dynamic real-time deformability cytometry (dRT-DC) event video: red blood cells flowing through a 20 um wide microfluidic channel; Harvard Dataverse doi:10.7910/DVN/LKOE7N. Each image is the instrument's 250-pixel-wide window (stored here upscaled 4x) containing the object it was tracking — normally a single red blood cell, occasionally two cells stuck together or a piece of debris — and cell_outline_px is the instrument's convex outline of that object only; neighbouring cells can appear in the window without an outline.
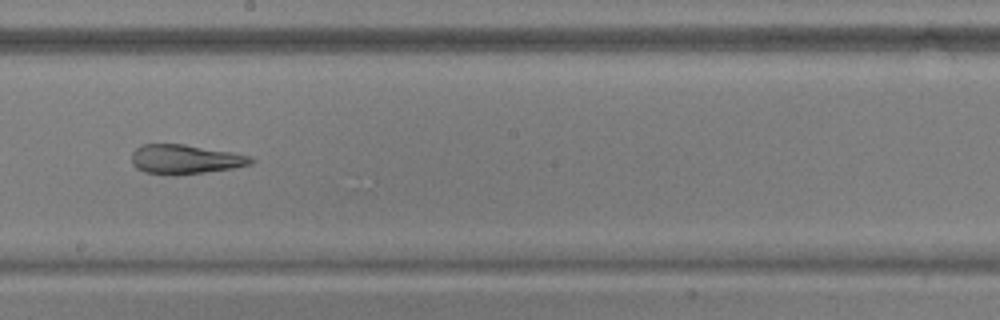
{"species": "common noctule bat (a hibernating species)", "species_latin": "Nyctalus noctula", "temperature_condition": "warm", "stored_images_in_passage": 42, "camera_frame_rate_fps": 3000, "um_per_image_px": 0.085, "animal": {"sex": "male", "body_mass_g": 17.9, "forearm_length_mm": 54.2}, "frame": {"image": 1, "passage_image": 19, "time_ms": 6.0, "image_size_px": [1000, 320], "cell_outline_px": [[256, 160], [252, 164], [232, 168], [176, 176], [168, 176], [144, 172], [136, 168], [132, 164], [132, 152], [136, 148], [144, 144], [184, 144], [232, 152], [252, 156]], "centroid_in_image_um": [15.74, 13.55], "position_along_channel_um": 232.5, "area_um2": 20.69}}
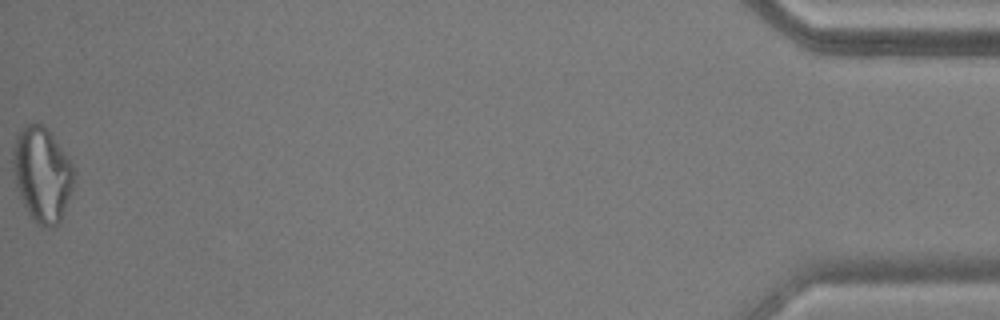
{"frame": {"image": 2, "passage_image": 42, "time_ms": 13.667, "image_size_px": [1000, 320], "cell_outline_px": [[76, 172], [72, 188], [60, 220], [56, 224], [48, 228], [36, 224], [28, 212], [16, 188], [12, 168], [12, 148], [16, 136], [20, 128], [28, 124], [40, 124], [52, 136], [72, 164]], "centroid_in_image_um": [3.54, 14.83], "position_along_channel_um": 431.7, "area_um2": 33.29}, "authors_computed_cell_mechanics": {"area_um2": 24.5361, "velocity_mm_per_s": 3.7938, "shape_relaxation_time_tau1_ms": null, "shape_relaxation_time_tau2_ms": 2.5098, "deformation_change_tau1": null, "deformation_change_tau2": 0.1077}}